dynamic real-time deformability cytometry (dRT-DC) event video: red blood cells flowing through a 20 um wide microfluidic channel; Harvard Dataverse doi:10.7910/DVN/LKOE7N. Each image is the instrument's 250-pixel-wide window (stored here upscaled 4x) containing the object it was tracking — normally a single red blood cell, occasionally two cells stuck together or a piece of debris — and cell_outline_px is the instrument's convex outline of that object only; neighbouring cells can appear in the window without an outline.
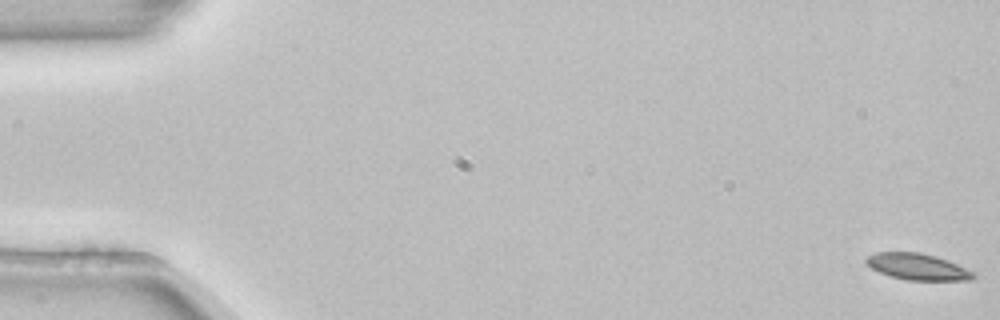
{"species": "common noctule bat (a hibernating species)", "species_latin": "Nyctalus noctula", "temperature_condition": "room temperature", "stored_images_in_passage": 54, "camera_frame_rate_fps": 3000, "um_per_image_px": 0.085, "animal": {"sex": "female", "body_mass_g": 22.7, "forearm_length_mm": 54.2}, "frame": {"image": 1, "passage_image": 1, "time_ms": 0.0, "image_size_px": [1000, 320], "cell_outline_px": [[976, 276], [972, 280], [904, 280], [880, 272], [872, 268], [864, 260], [868, 256], [876, 252], [920, 252], [936, 256], [976, 272]], "centroid_in_image_um": [78.02, 22.67], "position_along_channel_um": 7.0, "area_um2": 16.42}}
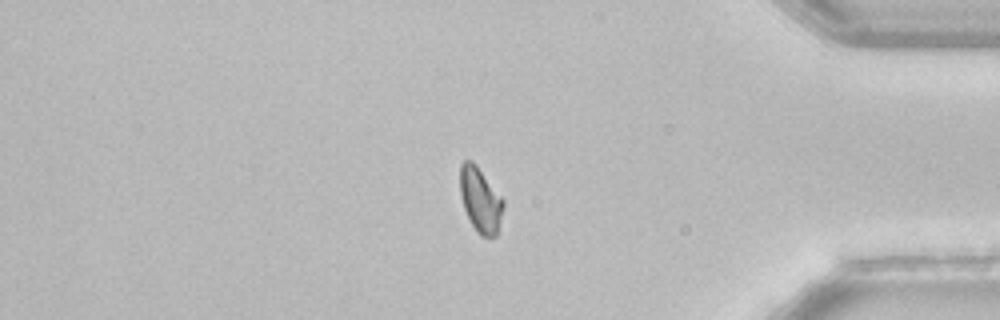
{"frame": {"image": 2, "passage_image": 46, "time_ms": 15.0, "image_size_px": [1000, 320], "cell_outline_px": [[504, 208], [496, 236], [480, 236], [476, 232], [464, 208], [460, 196], [460, 164], [464, 160], [472, 160], [476, 164], [504, 200]], "centroid_in_image_um": [40.83, 16.98], "position_along_channel_um": 394.4, "area_um2": 16.36}}
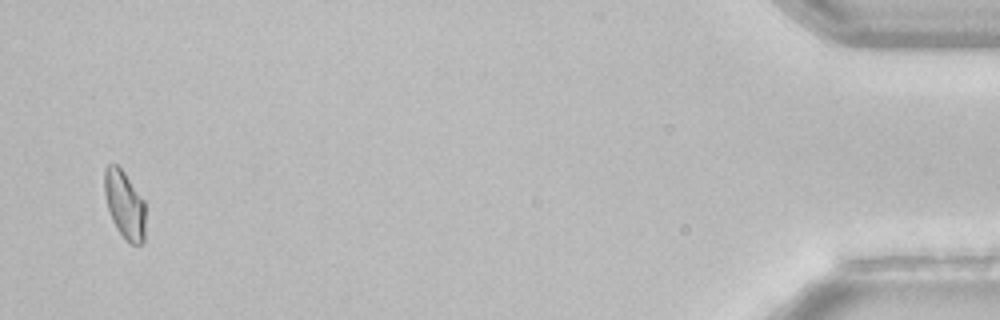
{"frame": {"image": 3, "passage_image": 53, "time_ms": 17.333, "image_size_px": [1000, 320], "cell_outline_px": [[144, 240], [140, 244], [132, 244], [116, 228], [112, 220], [108, 208], [104, 192], [104, 168], [108, 164], [116, 164], [124, 172], [144, 200]], "centroid_in_image_um": [10.57, 17.35], "position_along_channel_um": 424.6, "area_um2": 15.95}, "authors_computed_cell_mechanics": {"area_um2": 16.9354, "velocity_mm_per_s": 3.8375, "shape_relaxation_time_tau1_ms": null, "shape_relaxation_time_tau2_ms": 4.9964, "deformation_change_tau1": null, "deformation_change_tau2": 0.0962}}